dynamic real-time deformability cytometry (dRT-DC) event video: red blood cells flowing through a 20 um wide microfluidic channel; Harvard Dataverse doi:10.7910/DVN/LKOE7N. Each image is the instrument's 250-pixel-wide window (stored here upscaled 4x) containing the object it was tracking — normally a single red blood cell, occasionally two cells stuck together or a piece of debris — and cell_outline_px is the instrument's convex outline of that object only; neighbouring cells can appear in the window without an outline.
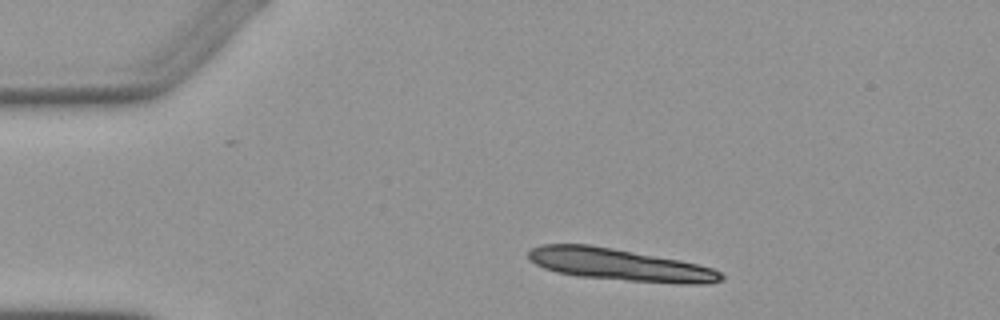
{"species": "Egyptian fruit bat (a non-hibernating species)", "species_latin": "Rousettus aegyptiacus", "temperature_condition": "warm", "stored_images_in_passage": 3, "segment_of_instrument_passage": [1, 2], "camera_frame_rate_fps": 3000, "um_per_image_px": 0.085, "animal": {"sex": "female"}, "frame": {"image": 1, "passage_image": 1, "time_ms": 0.0, "image_size_px": [1000, 320], "cell_outline_px": [[724, 280], [708, 284], [676, 284], [580, 276], [556, 272], [544, 268], [528, 260], [528, 252], [532, 248], [544, 244], [588, 244], [612, 248], [680, 260], [712, 268], [720, 272], [724, 276]], "centroid_in_image_um": [52.69, 22.5], "position_along_channel_um": 32.3, "area_um2": 35.78}}